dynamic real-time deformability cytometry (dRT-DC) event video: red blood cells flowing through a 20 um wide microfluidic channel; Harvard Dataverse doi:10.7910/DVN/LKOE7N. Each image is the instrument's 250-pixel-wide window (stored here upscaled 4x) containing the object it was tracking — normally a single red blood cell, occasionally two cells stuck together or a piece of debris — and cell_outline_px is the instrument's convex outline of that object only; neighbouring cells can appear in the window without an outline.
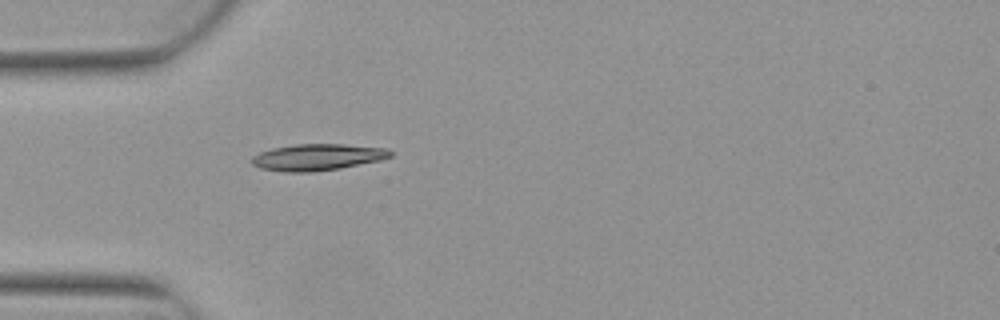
{"species": "Egyptian fruit bat (a non-hibernating species)", "species_latin": "Rousettus aegyptiacus", "temperature_condition": "warm", "stored_images_in_passage": 3, "camera_frame_rate_fps": 3000, "um_per_image_px": 0.085, "animal": {"sex": "female"}, "frame": {"image": 1, "passage_image": 3, "time_ms": 0.667, "image_size_px": [1000, 320], "cell_outline_px": [[392, 156], [380, 160], [340, 168], [312, 172], [284, 172], [260, 168], [252, 164], [252, 156], [260, 152], [272, 148], [292, 144], [344, 144], [388, 148], [392, 152]], "centroid_in_image_um": [26.98, 13.35], "position_along_channel_um": 58.0, "area_um2": 21.5}}